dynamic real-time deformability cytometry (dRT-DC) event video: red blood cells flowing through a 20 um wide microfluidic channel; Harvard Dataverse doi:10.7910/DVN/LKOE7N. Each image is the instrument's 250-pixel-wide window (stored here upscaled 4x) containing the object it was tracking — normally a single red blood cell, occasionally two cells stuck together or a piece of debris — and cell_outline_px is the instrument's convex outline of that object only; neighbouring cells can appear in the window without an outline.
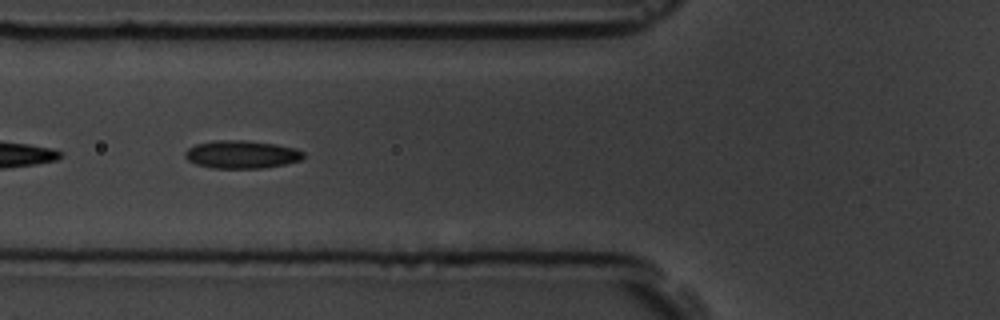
{"species": "common noctule bat (a hibernating species)", "species_latin": "Nyctalus noctula", "temperature_condition": "room temperature", "stored_images_in_passage": 7, "camera_frame_rate_fps": 3000, "um_per_image_px": 0.085, "animal": {"sex": "male", "body_mass_g": 19.5, "forearm_length_mm": 54.6}, "frame": {"image": 1, "passage_image": 7, "time_ms": 6.667, "image_size_px": [1000, 320], "cell_outline_px": [[304, 156], [300, 160], [284, 164], [260, 168], [212, 168], [196, 164], [188, 160], [184, 156], [184, 152], [188, 148], [196, 144], [216, 140], [240, 140], [276, 144], [296, 148], [304, 152]], "centroid_in_image_um": [20.52, 13.12], "position_along_channel_um": 105.3, "area_um2": 19.19}}